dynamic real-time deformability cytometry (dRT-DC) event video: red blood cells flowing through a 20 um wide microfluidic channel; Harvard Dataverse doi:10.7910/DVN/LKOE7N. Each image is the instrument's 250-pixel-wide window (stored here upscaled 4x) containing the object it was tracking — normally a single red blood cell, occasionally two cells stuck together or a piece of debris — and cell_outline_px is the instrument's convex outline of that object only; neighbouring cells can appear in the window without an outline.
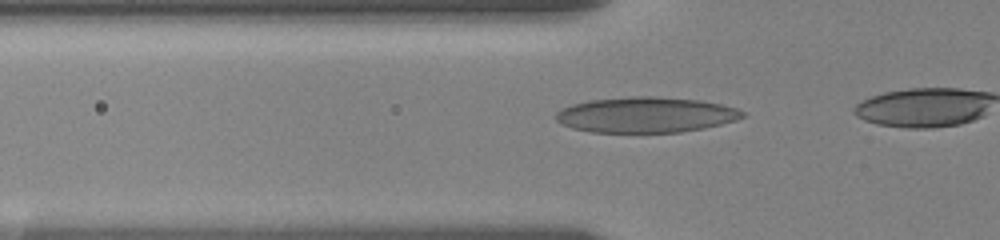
{"species": "human", "species_latin": "Homo sapiens", "temperature_condition": "room temperature", "stored_images_in_passage": 19, "camera_frame_rate_fps": 3000, "um_per_image_px": 0.085, "donor": {"sex": "female"}, "frame": {"image": 1, "passage_image": 14, "time_ms": 5.0, "image_size_px": [1000, 240], "cell_outline_px": [[744, 116], [736, 120], [704, 128], [680, 132], [592, 132], [572, 128], [560, 124], [556, 120], [556, 112], [572, 104], [588, 100], [628, 96], [656, 96], [700, 100], [720, 104], [736, 108], [744, 112]], "centroid_in_image_um": [54.87, 9.75], "position_along_channel_um": 70.9, "area_um2": 38.67}}
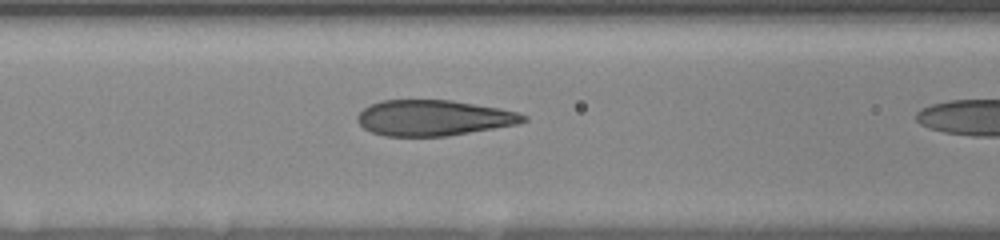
{"frame": {"image": 2, "passage_image": 18, "time_ms": 6.667, "image_size_px": [1000, 240], "cell_outline_px": [[528, 120], [516, 124], [448, 136], [384, 136], [372, 132], [364, 128], [356, 120], [356, 116], [364, 108], [380, 100], [452, 100], [500, 108], [516, 112], [528, 116]], "centroid_in_image_um": [36.84, 10.02], "position_along_channel_um": 129.8, "area_um2": 34.45}}